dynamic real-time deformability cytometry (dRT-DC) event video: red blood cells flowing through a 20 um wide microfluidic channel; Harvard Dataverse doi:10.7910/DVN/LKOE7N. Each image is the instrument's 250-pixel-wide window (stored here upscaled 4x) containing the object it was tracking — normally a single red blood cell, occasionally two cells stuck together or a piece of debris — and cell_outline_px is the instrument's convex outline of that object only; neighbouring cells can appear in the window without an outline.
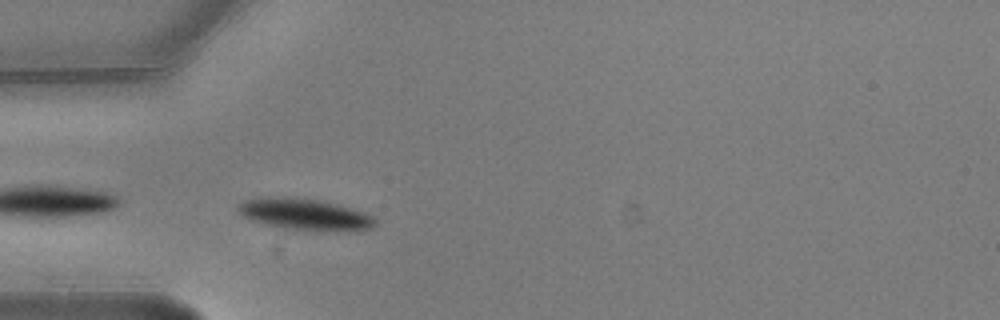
{"species": "common noctule bat (a hibernating species)", "species_latin": "Nyctalus noctula", "temperature_condition": "warm", "stored_images_in_passage": 4, "camera_frame_rate_fps": 3000, "um_per_image_px": 0.085, "animal": {"sex": "male", "body_mass_g": 20.5, "forearm_length_mm": 52.5}, "frame": {"image": 1, "passage_image": 4, "time_ms": 1.0, "image_size_px": [1000, 320], "cell_outline_px": [[376, 224], [372, 228], [320, 232], [280, 228], [264, 224], [240, 216], [236, 208], [244, 200], [264, 196], [268, 196], [320, 200], [352, 208], [364, 212], [372, 216], [376, 220]], "centroid_in_image_um": [25.86, 18.23], "position_along_channel_um": 59.1, "area_um2": 25.32}}